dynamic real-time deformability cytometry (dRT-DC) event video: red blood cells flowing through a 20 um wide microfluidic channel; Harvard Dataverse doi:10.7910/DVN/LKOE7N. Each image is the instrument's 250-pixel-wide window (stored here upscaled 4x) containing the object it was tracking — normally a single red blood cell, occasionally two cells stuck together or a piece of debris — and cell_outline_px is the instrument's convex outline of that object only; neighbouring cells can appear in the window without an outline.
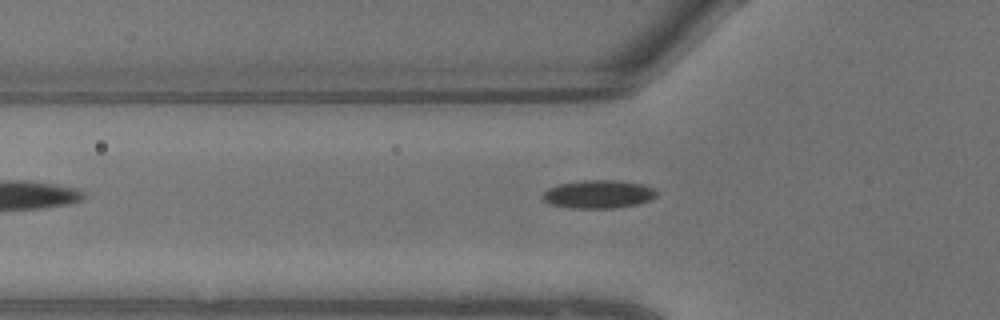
{"species": "common noctule bat (a hibernating species)", "species_latin": "Nyctalus noctula", "temperature_condition": "warm", "stored_images_in_passage": 8, "camera_frame_rate_fps": 3000, "um_per_image_px": 0.085, "animal": {"sex": "male", "body_mass_g": 13.3}, "frame": {"image": 1, "passage_image": 8, "time_ms": 2.333, "image_size_px": [1000, 320], "cell_outline_px": [[656, 196], [648, 200], [636, 204], [616, 208], [568, 208], [548, 204], [544, 200], [544, 192], [548, 188], [556, 184], [584, 180], [612, 180], [640, 184], [652, 188], [656, 192]], "centroid_in_image_um": [50.8, 16.51], "position_along_channel_um": 75.0, "area_um2": 18.55}}